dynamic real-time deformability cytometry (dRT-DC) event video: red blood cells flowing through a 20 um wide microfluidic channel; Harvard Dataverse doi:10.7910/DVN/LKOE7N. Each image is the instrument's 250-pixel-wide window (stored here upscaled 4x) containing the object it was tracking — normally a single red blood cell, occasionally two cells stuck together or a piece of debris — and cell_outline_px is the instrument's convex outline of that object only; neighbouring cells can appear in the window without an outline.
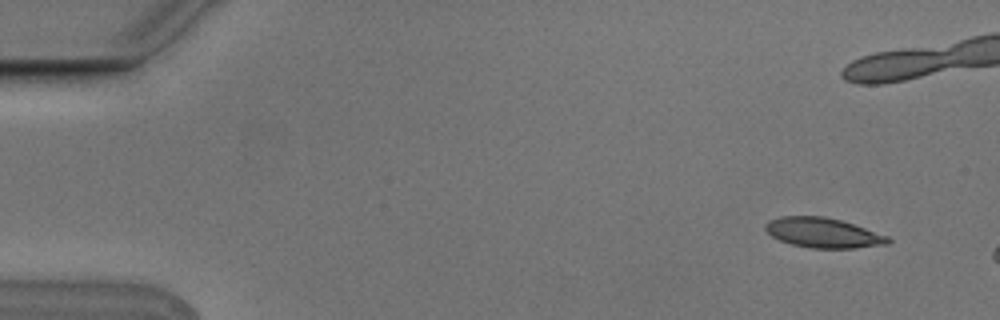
{"species": "Egyptian fruit bat (a non-hibernating species)", "species_latin": "Rousettus aegyptiacus", "temperature_condition": "cold", "stored_images_in_passage": 4, "camera_frame_rate_fps": 3000, "um_per_image_px": 0.085, "animal": {"sex": "male"}, "frame": {"image": 1, "passage_image": 1, "time_ms": 0.0, "image_size_px": [1000, 320], "cell_outline_px": [[892, 240], [888, 244], [856, 248], [812, 248], [792, 244], [780, 240], [772, 236], [764, 228], [764, 224], [768, 220], [780, 216], [824, 216], [840, 220], [888, 236]], "centroid_in_image_um": [69.94, 19.78], "position_along_channel_um": 15.1, "area_um2": 21.27}}